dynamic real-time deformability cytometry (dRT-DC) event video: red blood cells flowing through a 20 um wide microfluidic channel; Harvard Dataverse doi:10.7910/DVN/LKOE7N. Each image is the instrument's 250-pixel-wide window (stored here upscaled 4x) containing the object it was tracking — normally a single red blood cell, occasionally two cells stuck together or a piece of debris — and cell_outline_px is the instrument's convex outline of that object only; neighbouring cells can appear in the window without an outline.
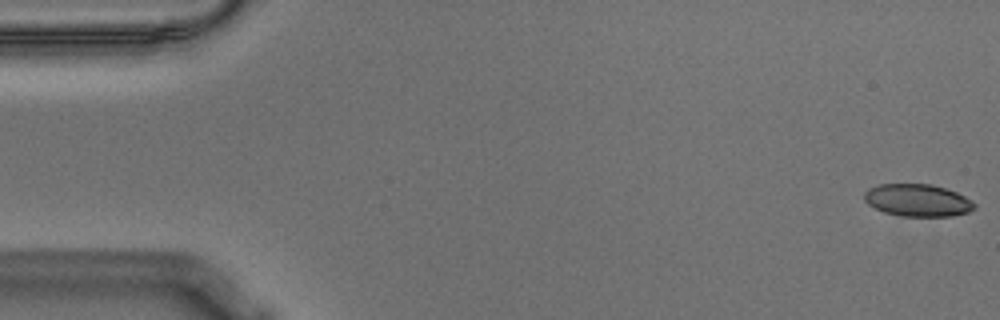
{"species": "Egyptian fruit bat (a non-hibernating species)", "species_latin": "Rousettus aegyptiacus", "temperature_condition": "warm", "stored_images_in_passage": 56, "camera_frame_rate_fps": 3000, "um_per_image_px": 0.085, "animal": {"sex": "male"}, "frame": {"image": 1, "passage_image": 1, "time_ms": 0.0, "image_size_px": [1000, 320], "cell_outline_px": [[976, 208], [968, 212], [952, 216], [904, 216], [884, 212], [868, 204], [864, 200], [864, 192], [868, 188], [880, 184], [932, 184], [956, 192], [964, 196], [976, 204]], "centroid_in_image_um": [77.99, 17.02], "position_along_channel_um": 7.0, "area_um2": 20.69}}
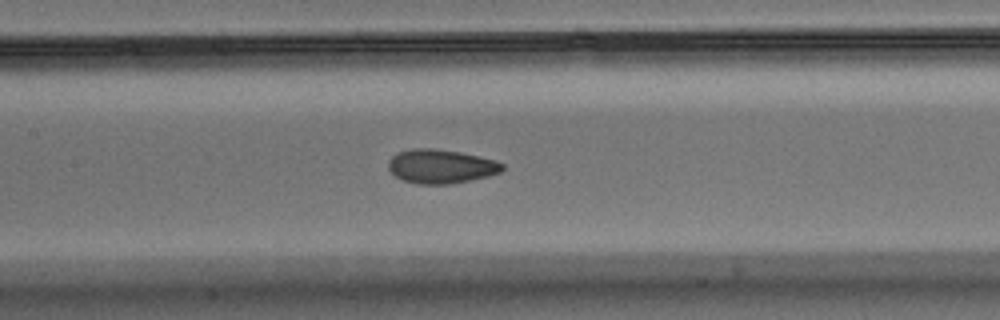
{"frame": {"image": 2, "passage_image": 26, "time_ms": 8.333, "image_size_px": [1000, 320], "cell_outline_px": [[504, 168], [500, 172], [488, 176], [452, 184], [420, 184], [404, 180], [396, 176], [388, 168], [388, 160], [396, 152], [412, 148], [436, 148], [460, 152], [480, 156], [496, 160], [504, 164]], "centroid_in_image_um": [37.48, 14.12], "position_along_channel_um": 169.9, "area_um2": 22.72}}
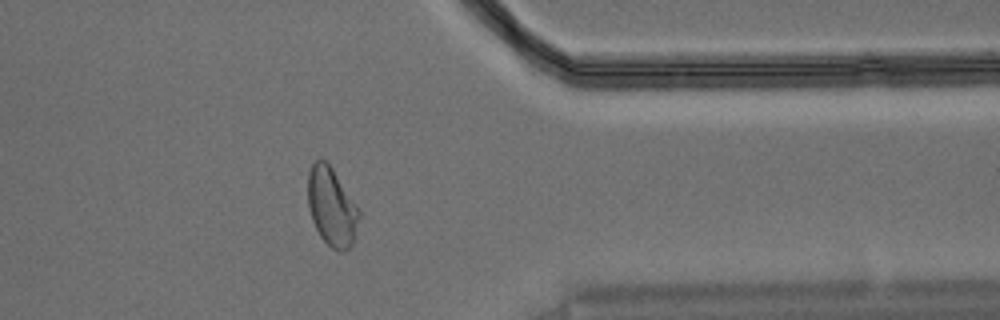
{"frame": {"image": 3, "passage_image": 45, "time_ms": 14.667, "image_size_px": [1000, 320], "cell_outline_px": [[360, 216], [356, 236], [352, 244], [344, 252], [340, 252], [332, 248], [320, 236], [312, 220], [308, 208], [308, 172], [312, 164], [316, 160], [324, 160], [332, 168], [360, 208]], "centroid_in_image_um": [28.22, 17.6], "position_along_channel_um": 383.2, "area_um2": 23.58}, "authors_computed_cell_mechanics": {"area_um2": 22.3686, "velocity_mm_per_s": 3.5746, "shape_relaxation_time_tau1_ms": 6.1615, "shape_relaxation_time_tau2_ms": 1.3798, "deformation_change_tau1": 0.1689, "deformation_change_tau2": 0.0666}}